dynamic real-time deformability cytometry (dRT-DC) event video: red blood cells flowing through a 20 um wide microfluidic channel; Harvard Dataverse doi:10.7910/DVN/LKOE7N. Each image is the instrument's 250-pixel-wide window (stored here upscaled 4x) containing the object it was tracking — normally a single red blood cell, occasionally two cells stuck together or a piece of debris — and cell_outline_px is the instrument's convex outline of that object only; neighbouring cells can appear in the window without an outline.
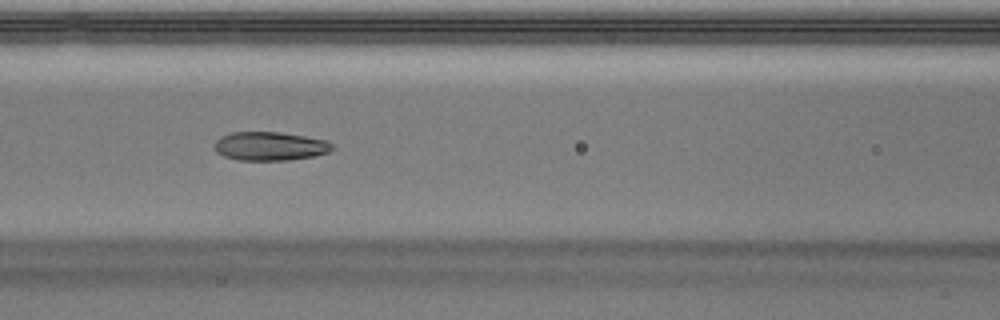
{"species": "Egyptian fruit bat (a non-hibernating species)", "species_latin": "Rousettus aegyptiacus", "temperature_condition": "warm", "stored_images_in_passage": 34, "camera_frame_rate_fps": 3000, "um_per_image_px": 0.085, "animal": {"sex": "male"}, "frame": {"image": 1, "passage_image": 10, "time_ms": 3.0, "image_size_px": [1000, 320], "cell_outline_px": [[336, 148], [328, 152], [316, 156], [288, 160], [236, 160], [224, 156], [216, 152], [216, 140], [220, 136], [232, 132], [280, 132], [328, 140]], "centroid_in_image_um": [22.98, 12.42], "position_along_channel_um": 143.6, "area_um2": 19.83}, "authors_computed_cell_mechanics": {"area_um2": 20.3745, "velocity_mm_per_s": 4.0097, "shape_relaxation_time_tau1_ms": null, "shape_relaxation_time_tau2_ms": 1.3448, "deformation_change_tau1": null, "deformation_change_tau2": 0.078}}